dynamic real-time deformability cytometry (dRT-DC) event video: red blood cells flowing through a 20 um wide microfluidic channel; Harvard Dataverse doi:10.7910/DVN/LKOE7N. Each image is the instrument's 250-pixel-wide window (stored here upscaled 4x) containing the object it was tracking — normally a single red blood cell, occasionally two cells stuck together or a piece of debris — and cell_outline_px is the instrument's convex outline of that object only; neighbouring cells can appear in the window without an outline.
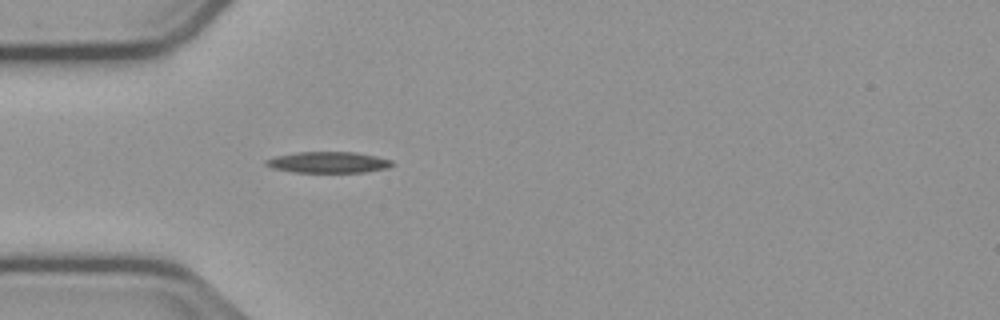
{"species": "common noctule bat (a hibernating species)", "species_latin": "Nyctalus noctula", "temperature_condition": "cold", "stored_images_in_passage": 47, "camera_frame_rate_fps": 3000, "um_per_image_px": 0.085, "animal": {"sex": "male", "body_mass_g": 23.1, "forearm_length_mm": 52.7}, "frame": {"image": 1, "passage_image": 8, "time_ms": 2.333, "image_size_px": [1000, 320], "cell_outline_px": [[392, 164], [388, 168], [364, 172], [292, 172], [272, 168], [264, 164], [264, 160], [276, 156], [296, 152], [356, 152], [376, 156], [392, 160]], "centroid_in_image_um": [27.87, 13.79], "position_along_channel_um": 57.1, "area_um2": 15.55}}
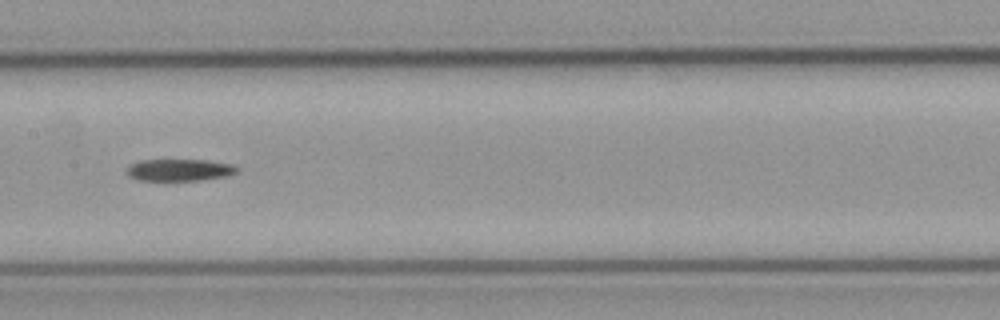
{"frame": {"image": 2, "passage_image": 19, "time_ms": 6.0, "image_size_px": [1000, 320], "cell_outline_px": [[236, 172], [228, 176], [200, 180], [140, 180], [128, 176], [124, 172], [128, 164], [140, 160], [204, 160], [232, 164], [236, 168]], "centroid_in_image_um": [15.17, 14.44], "position_along_channel_um": 192.2, "area_um2": 14.1}}
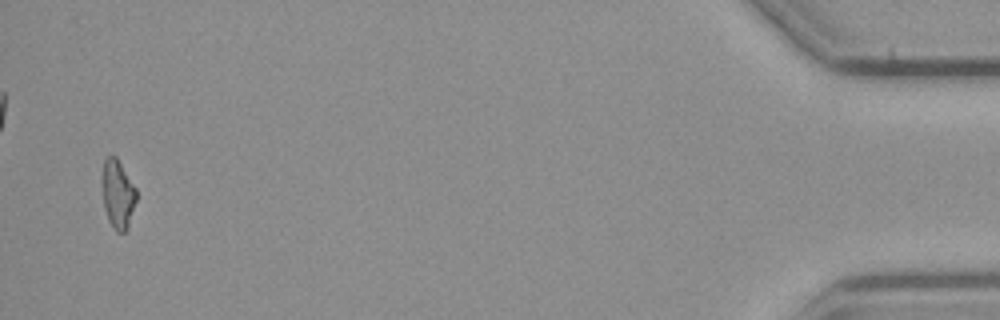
{"frame": {"image": 3, "passage_image": 45, "time_ms": 14.667, "image_size_px": [1000, 320], "cell_outline_px": [[136, 200], [128, 228], [124, 232], [116, 232], [112, 228], [108, 220], [104, 208], [100, 184], [100, 176], [104, 160], [108, 156], [116, 156], [136, 188]], "centroid_in_image_um": [9.97, 16.49], "position_along_channel_um": 425.2, "area_um2": 14.1}}